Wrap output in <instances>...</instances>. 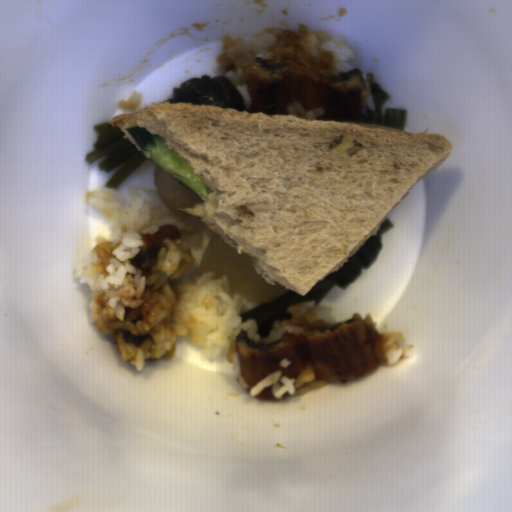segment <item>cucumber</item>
I'll return each mask as SVG.
<instances>
[{
    "instance_id": "cucumber-1",
    "label": "cucumber",
    "mask_w": 512,
    "mask_h": 512,
    "mask_svg": "<svg viewBox=\"0 0 512 512\" xmlns=\"http://www.w3.org/2000/svg\"><path fill=\"white\" fill-rule=\"evenodd\" d=\"M145 156L176 182L196 193L203 201L210 186L158 134L148 128L126 129Z\"/></svg>"
}]
</instances>
